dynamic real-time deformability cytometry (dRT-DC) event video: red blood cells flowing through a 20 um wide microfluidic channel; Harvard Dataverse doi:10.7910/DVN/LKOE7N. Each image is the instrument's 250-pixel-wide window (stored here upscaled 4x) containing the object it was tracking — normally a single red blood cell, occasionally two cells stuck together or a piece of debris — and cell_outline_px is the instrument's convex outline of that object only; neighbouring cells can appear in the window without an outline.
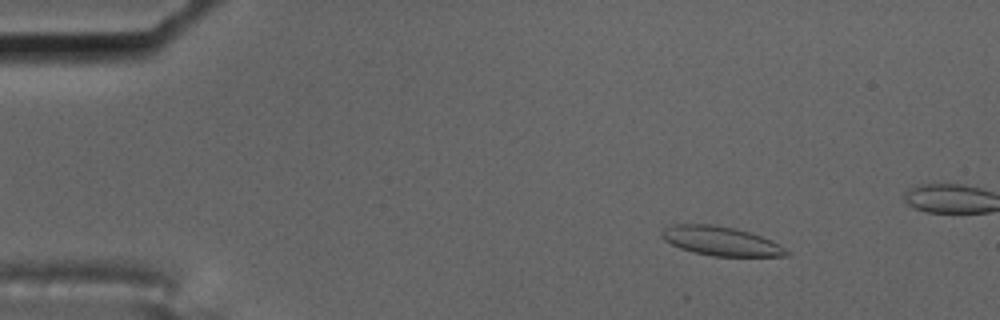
{"species": "common noctule bat (a hibernating species)", "species_latin": "Nyctalus noctula", "temperature_condition": "cold", "stored_images_in_passage": 19, "camera_frame_rate_fps": 3000, "um_per_image_px": 0.085, "animal": {"sex": "male", "body_mass_g": 17.5, "forearm_length_mm": 52.3}, "frame": {"image": 1, "passage_image": 9, "time_ms": 2.667, "image_size_px": [1000, 320], "cell_outline_px": [[792, 252], [788, 256], [712, 256], [680, 248], [664, 240], [660, 236], [660, 232], [664, 228], [672, 224], [708, 224], [736, 228], [772, 240]], "centroid_in_image_um": [61.28, 20.49], "position_along_channel_um": 23.7, "area_um2": 21.15}}